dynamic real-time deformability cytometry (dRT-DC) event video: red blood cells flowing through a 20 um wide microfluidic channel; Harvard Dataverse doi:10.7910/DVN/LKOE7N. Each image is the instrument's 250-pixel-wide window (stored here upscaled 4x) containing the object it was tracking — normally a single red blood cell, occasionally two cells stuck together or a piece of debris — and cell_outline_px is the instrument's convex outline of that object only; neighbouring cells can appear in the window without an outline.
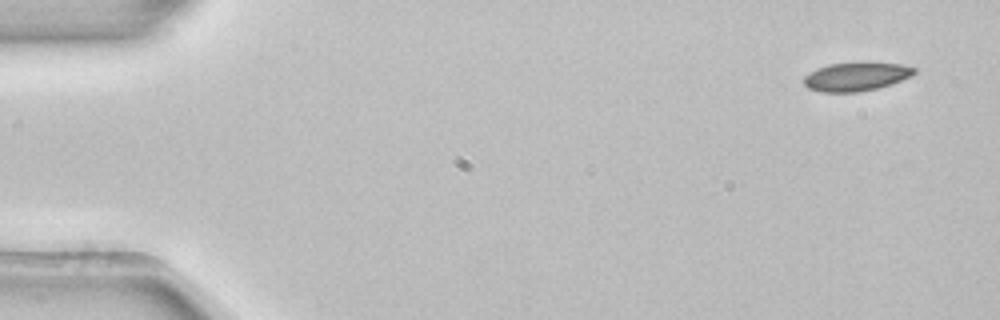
{"species": "common noctule bat (a hibernating species)", "species_latin": "Nyctalus noctula", "temperature_condition": "room temperature", "stored_images_in_passage": 4, "camera_frame_rate_fps": 3000, "um_per_image_px": 0.085, "animal": {"sex": "female", "body_mass_g": 22.7, "forearm_length_mm": 54.2}, "frame": {"image": 1, "passage_image": 1, "time_ms": 0.0, "image_size_px": [1000, 320], "cell_outline_px": [[916, 72], [912, 76], [892, 84], [860, 92], [820, 92], [808, 88], [804, 84], [804, 76], [816, 68], [828, 64], [900, 64], [916, 68]], "centroid_in_image_um": [72.75, 6.54], "position_along_channel_um": 12.3, "area_um2": 18.03}}
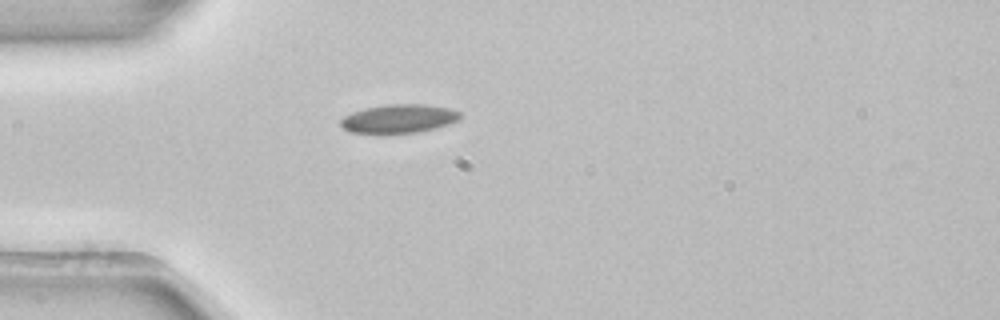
{"frame": {"image": 2, "passage_image": 4, "time_ms": 1.0, "image_size_px": [1000, 320], "cell_outline_px": [[460, 120], [436, 128], [416, 132], [348, 132], [340, 124], [340, 120], [344, 116], [352, 112], [364, 108], [388, 104], [424, 104], [452, 108], [460, 112]], "centroid_in_image_um": [33.93, 10.06], "position_along_channel_um": 51.1, "area_um2": 19.77}}